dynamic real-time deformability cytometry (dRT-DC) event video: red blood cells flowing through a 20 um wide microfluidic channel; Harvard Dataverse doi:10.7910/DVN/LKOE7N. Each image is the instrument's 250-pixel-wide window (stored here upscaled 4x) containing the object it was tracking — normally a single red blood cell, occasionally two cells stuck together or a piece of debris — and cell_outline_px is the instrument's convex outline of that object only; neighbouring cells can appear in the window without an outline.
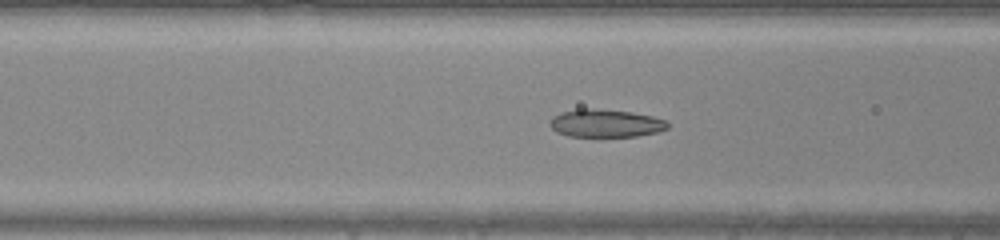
{"species": "common noctule bat (a hibernating species)", "species_latin": "Nyctalus noctula", "temperature_condition": "warm", "stored_images_in_passage": 36, "camera_frame_rate_fps": 3000, "um_per_image_px": 0.085, "animal": {"sex": "male", "body_mass_g": 20.0, "forearm_length_mm": 53.3}, "frame": {"image": 1, "passage_image": 9, "time_ms": 2.667, "image_size_px": [1000, 240], "cell_outline_px": [[668, 128], [660, 132], [636, 136], [568, 136], [556, 132], [548, 124], [552, 116], [560, 112], [580, 108], [592, 108], [632, 112], [652, 116], [664, 120], [668, 124]], "centroid_in_image_um": [51.44, 10.47], "position_along_channel_um": 115.2, "area_um2": 19.25}}
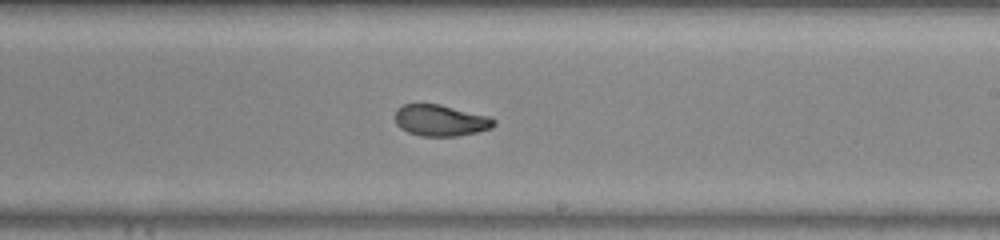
{"frame": {"image": 2, "passage_image": 18, "time_ms": 5.667, "image_size_px": [1000, 240], "cell_outline_px": [[496, 124], [492, 128], [476, 132], [456, 136], [420, 136], [408, 132], [400, 128], [396, 124], [396, 108], [404, 104], [440, 104], [488, 116], [496, 120]], "centroid_in_image_um": [37.44, 10.23], "position_along_channel_um": 251.6, "area_um2": 18.03}}
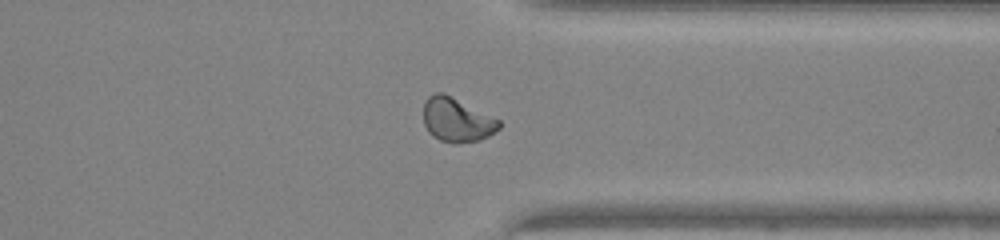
{"frame": {"image": 3, "passage_image": 26, "time_ms": 8.333, "image_size_px": [1000, 240], "cell_outline_px": [[500, 128], [488, 136], [480, 140], [456, 144], [440, 140], [432, 136], [428, 132], [424, 124], [424, 100], [428, 96], [436, 92], [444, 92], [500, 120]], "centroid_in_image_um": [38.81, 10.19], "position_along_channel_um": 372.6, "area_um2": 19.54}}